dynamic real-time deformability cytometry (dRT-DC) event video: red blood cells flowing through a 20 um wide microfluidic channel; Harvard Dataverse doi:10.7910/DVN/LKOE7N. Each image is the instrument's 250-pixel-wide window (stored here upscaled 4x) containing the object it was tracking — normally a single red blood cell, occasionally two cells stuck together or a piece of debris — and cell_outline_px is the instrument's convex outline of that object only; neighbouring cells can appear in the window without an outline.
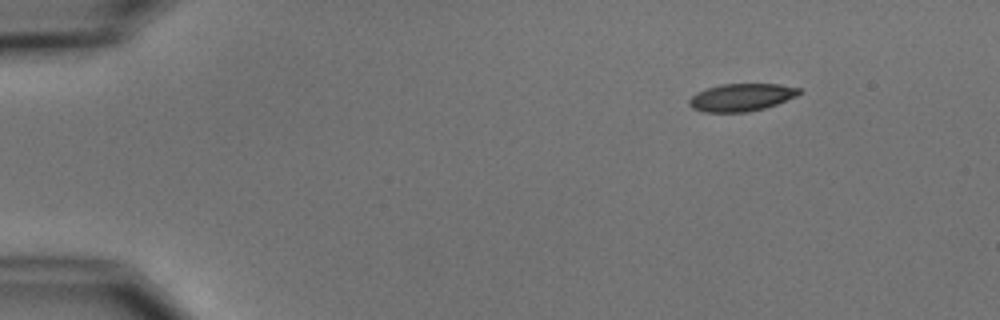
{"species": "common noctule bat (a hibernating species)", "species_latin": "Nyctalus noctula", "temperature_condition": "cold", "stored_images_in_passage": 5, "camera_frame_rate_fps": 3000, "um_per_image_px": 0.085, "animal": {"sex": "male", "body_mass_g": 15.6}, "frame": {"image": 1, "passage_image": 1, "time_ms": 0.0, "image_size_px": [1000, 320], "cell_outline_px": [[804, 92], [796, 96], [776, 104], [764, 108], [748, 112], [704, 112], [692, 108], [688, 104], [688, 100], [696, 92], [720, 84], [780, 84], [800, 88]], "centroid_in_image_um": [63.02, 8.27], "position_along_channel_um": 22.0, "area_um2": 17.74}}
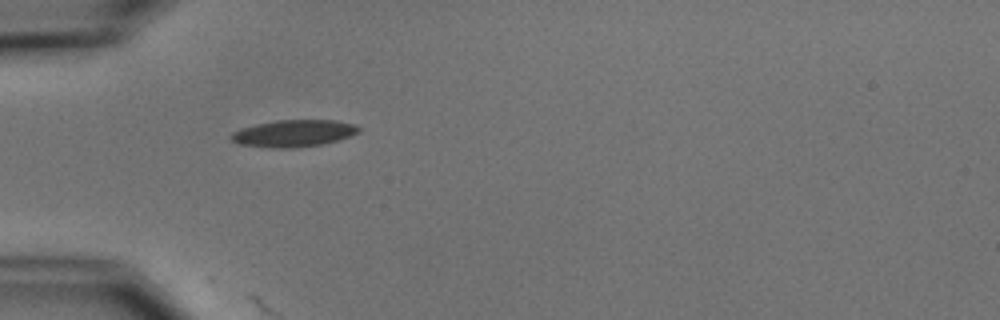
{"frame": {"image": 2, "passage_image": 4, "time_ms": 3.333, "image_size_px": [1000, 320], "cell_outline_px": [[360, 132], [336, 140], [320, 144], [292, 148], [272, 148], [240, 144], [232, 140], [228, 136], [232, 132], [240, 128], [256, 124], [276, 120], [332, 120], [356, 124], [360, 128]], "centroid_in_image_um": [24.92, 11.32], "position_along_channel_um": 60.1, "area_um2": 19.94}}